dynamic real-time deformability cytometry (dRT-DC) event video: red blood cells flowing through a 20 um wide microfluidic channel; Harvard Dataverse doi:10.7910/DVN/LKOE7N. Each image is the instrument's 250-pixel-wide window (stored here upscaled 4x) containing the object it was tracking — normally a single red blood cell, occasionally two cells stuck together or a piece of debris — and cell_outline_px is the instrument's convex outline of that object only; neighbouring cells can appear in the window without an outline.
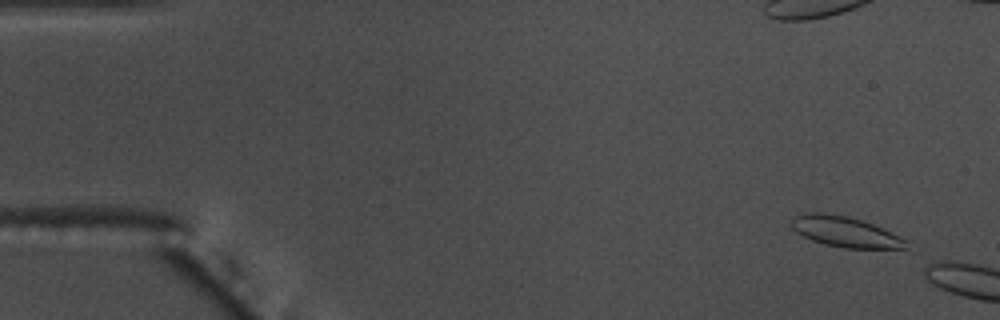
{"species": "common noctule bat (a hibernating species)", "species_latin": "Nyctalus noctula", "temperature_condition": "warm", "stored_images_in_passage": 7, "camera_frame_rate_fps": 3000, "um_per_image_px": 0.085, "animal": {"sex": "male", "body_mass_g": 17.5, "forearm_length_mm": 52.3}, "frame": {"image": 1, "passage_image": 3, "time_ms": 0.667, "image_size_px": [1000, 320], "cell_outline_px": [[908, 248], [844, 248], [824, 244], [812, 240], [796, 232], [792, 228], [792, 216], [804, 212], [824, 212], [848, 216], [872, 224], [908, 240]], "centroid_in_image_um": [71.8, 19.69], "position_along_channel_um": 13.2, "area_um2": 20.35}}